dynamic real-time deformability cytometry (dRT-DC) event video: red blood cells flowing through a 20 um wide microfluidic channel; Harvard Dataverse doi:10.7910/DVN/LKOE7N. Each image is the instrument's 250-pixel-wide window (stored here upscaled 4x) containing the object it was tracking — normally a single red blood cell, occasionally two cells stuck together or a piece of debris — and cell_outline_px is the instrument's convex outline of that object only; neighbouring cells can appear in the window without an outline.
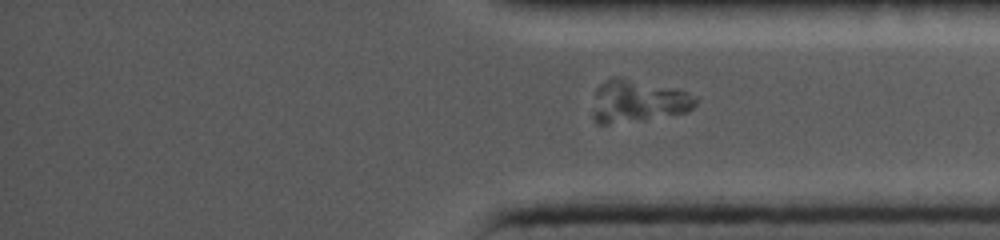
{"species": "common noctule bat (a hibernating species)", "species_latin": "Nyctalus noctula", "temperature_condition": "cold", "stored_images_in_passage": 31, "camera_frame_rate_fps": 5000, "um_per_image_px": 0.085, "animal": {"sex": "female", "body_mass_g": 19.0, "forearm_length_mm": 56.7}, "frame": {"image": 1, "passage_image": 31, "time_ms": 14.0, "image_size_px": [1000, 240], "cell_outline_px": [[696, 104], [688, 112], [608, 124], [596, 124], [592, 120], [592, 112], [596, 88], [604, 80], [612, 76], [620, 76], [680, 88], [696, 96]], "centroid_in_image_um": [54.19, 8.55], "position_along_channel_um": 381.0, "area_um2": 25.89}}